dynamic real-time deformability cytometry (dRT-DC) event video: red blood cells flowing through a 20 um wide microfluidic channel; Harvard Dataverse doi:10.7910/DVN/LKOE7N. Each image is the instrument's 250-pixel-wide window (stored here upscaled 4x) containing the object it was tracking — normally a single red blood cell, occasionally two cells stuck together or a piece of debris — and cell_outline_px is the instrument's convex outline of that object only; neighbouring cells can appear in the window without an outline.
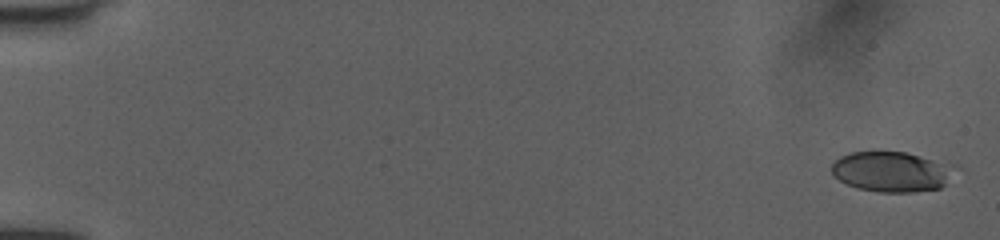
{"species": "human", "species_latin": "Homo sapiens", "temperature_condition": "room temperature", "stored_images_in_passage": 52, "camera_frame_rate_fps": 3000, "um_per_image_px": 0.085, "donor": {"sex": "female"}, "frame": {"image": 1, "passage_image": 1, "time_ms": 0.0, "image_size_px": [1000, 240], "cell_outline_px": [[964, 168], [940, 188], [916, 192], [880, 192], [856, 188], [832, 176], [832, 164], [840, 156], [852, 152], [904, 152], [960, 164]], "centroid_in_image_um": [75.95, 14.59], "position_along_channel_um": 9.0, "area_um2": 29.82}}
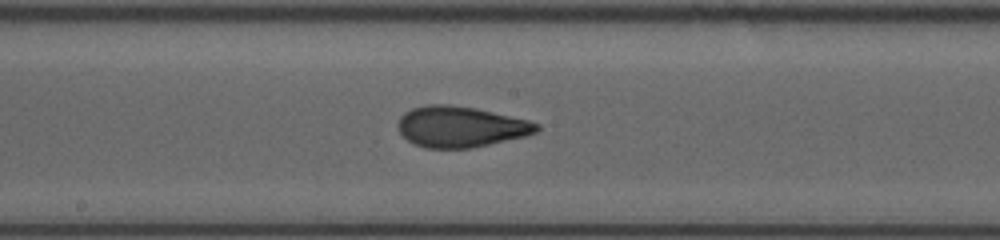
{"frame": {"image": 2, "passage_image": 29, "time_ms": 9.333, "image_size_px": [1000, 240], "cell_outline_px": [[540, 128], [536, 132], [528, 136], [472, 148], [428, 148], [412, 144], [396, 128], [396, 124], [400, 116], [404, 112], [412, 108], [428, 104], [448, 104], [476, 108], [528, 120], [540, 124]], "centroid_in_image_um": [39.14, 10.77], "position_along_channel_um": 209.1, "area_um2": 33.35}}
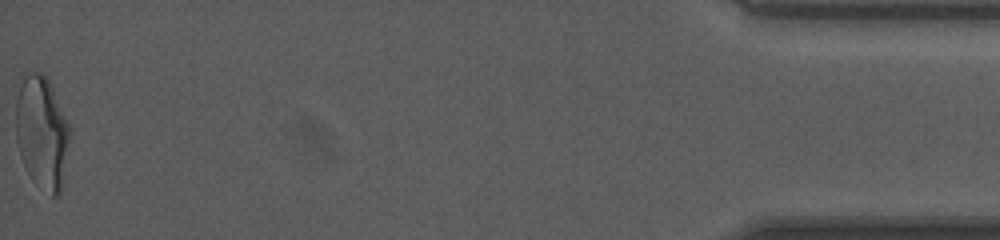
{"frame": {"image": 3, "passage_image": 52, "time_ms": 17.0, "image_size_px": [1000, 240], "cell_outline_px": [[72, 132], [60, 196], [52, 196], [36, 184], [32, 180], [20, 156], [16, 140], [16, 100], [20, 76], [28, 72], [40, 72], [48, 80], [72, 128]], "centroid_in_image_um": [3.58, 11.25], "position_along_channel_um": 431.6, "area_um2": 36.13}, "authors_computed_cell_mechanics": {"area_um2": 31.9923, "velocity_mm_per_s": 4.0481, "shape_relaxation_time_tau1_ms": 7.6234, "shape_relaxation_time_tau2_ms": 1.0201, "deformation_change_tau1": 0.2317, "deformation_change_tau2": 0.0807}}